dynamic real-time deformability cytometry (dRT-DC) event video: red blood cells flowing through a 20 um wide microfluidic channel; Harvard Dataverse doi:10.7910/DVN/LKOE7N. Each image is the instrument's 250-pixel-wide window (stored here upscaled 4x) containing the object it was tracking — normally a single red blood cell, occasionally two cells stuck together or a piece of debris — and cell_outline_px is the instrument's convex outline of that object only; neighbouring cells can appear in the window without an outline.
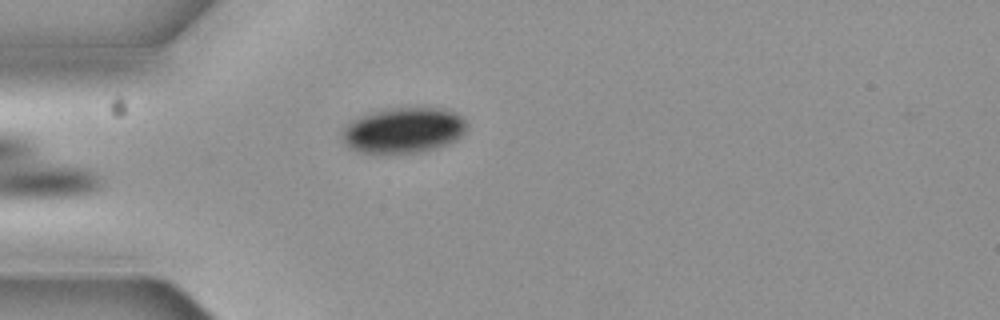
{"species": "common noctule bat (a hibernating species)", "species_latin": "Nyctalus noctula", "temperature_condition": "cold", "stored_images_in_passage": 5, "camera_frame_rate_fps": 3000, "um_per_image_px": 0.085, "animal": {"sex": "female", "body_mass_g": 19.3, "forearm_length_mm": 54.1}, "frame": {"image": 1, "passage_image": 5, "time_ms": 1.333, "image_size_px": [1000, 320], "cell_outline_px": [[468, 124], [464, 132], [456, 140], [448, 144], [416, 152], [360, 152], [352, 148], [340, 136], [340, 128], [352, 120], [368, 112], [384, 108], [448, 108], [456, 112]], "centroid_in_image_um": [34.28, 11.03], "position_along_channel_um": 50.7, "area_um2": 33.06}}